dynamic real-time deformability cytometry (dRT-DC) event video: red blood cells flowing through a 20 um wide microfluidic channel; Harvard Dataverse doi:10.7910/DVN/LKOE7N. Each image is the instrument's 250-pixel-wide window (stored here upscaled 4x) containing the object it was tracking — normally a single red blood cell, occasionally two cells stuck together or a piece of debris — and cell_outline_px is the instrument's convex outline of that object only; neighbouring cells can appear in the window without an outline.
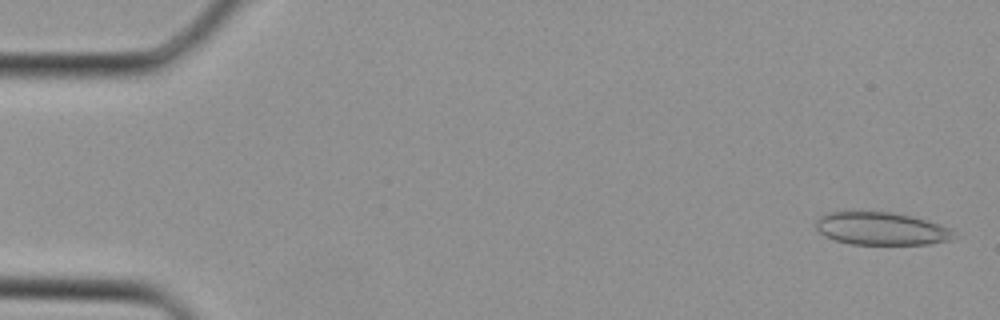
{"species": "Egyptian fruit bat (a non-hibernating species)", "species_latin": "Rousettus aegyptiacus", "temperature_condition": "cold", "stored_images_in_passage": 35, "camera_frame_rate_fps": 3000, "um_per_image_px": 0.085, "animal": {"sex": "female"}, "frame": {"image": 1, "passage_image": 1, "time_ms": 0.0, "image_size_px": [1000, 320], "cell_outline_px": [[952, 240], [928, 244], [852, 244], [836, 240], [824, 236], [816, 228], [816, 220], [820, 216], [828, 212], [892, 212], [912, 216], [940, 224], [952, 228]], "centroid_in_image_um": [74.9, 19.43], "position_along_channel_um": 10.1, "area_um2": 26.24}}
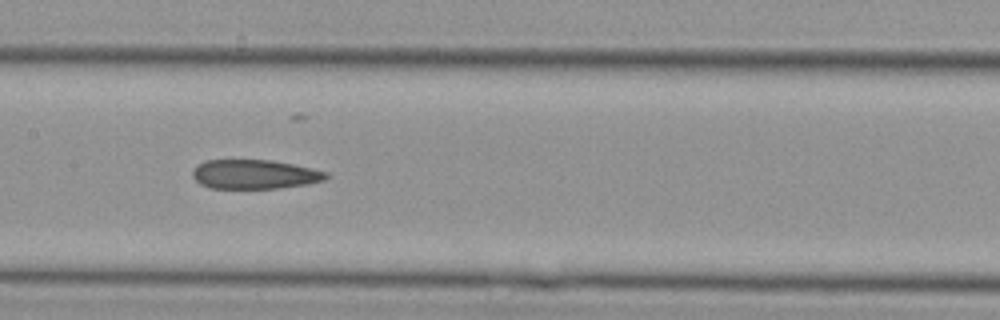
{"frame": {"image": 2, "passage_image": 17, "time_ms": 5.333, "image_size_px": [1000, 320], "cell_outline_px": [[332, 176], [324, 180], [304, 184], [276, 188], [212, 188], [200, 184], [192, 176], [192, 172], [196, 164], [208, 160], [272, 160], [312, 168], [328, 172]], "centroid_in_image_um": [21.64, 14.81], "position_along_channel_um": 185.8, "area_um2": 22.72}}
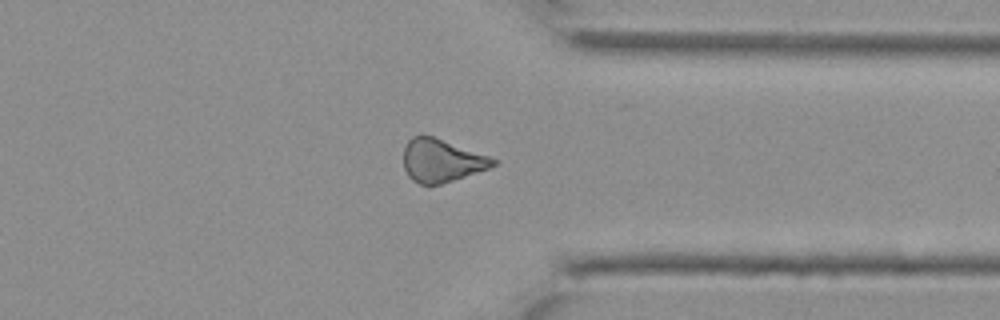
{"frame": {"image": 3, "passage_image": 27, "time_ms": 8.667, "image_size_px": [1000, 320], "cell_outline_px": [[500, 160], [496, 164], [488, 168], [428, 188], [412, 180], [408, 176], [404, 168], [404, 148], [408, 140], [412, 136], [420, 132], [432, 136]], "centroid_in_image_um": [37.48, 13.65], "position_along_channel_um": 373.9, "area_um2": 22.6}}